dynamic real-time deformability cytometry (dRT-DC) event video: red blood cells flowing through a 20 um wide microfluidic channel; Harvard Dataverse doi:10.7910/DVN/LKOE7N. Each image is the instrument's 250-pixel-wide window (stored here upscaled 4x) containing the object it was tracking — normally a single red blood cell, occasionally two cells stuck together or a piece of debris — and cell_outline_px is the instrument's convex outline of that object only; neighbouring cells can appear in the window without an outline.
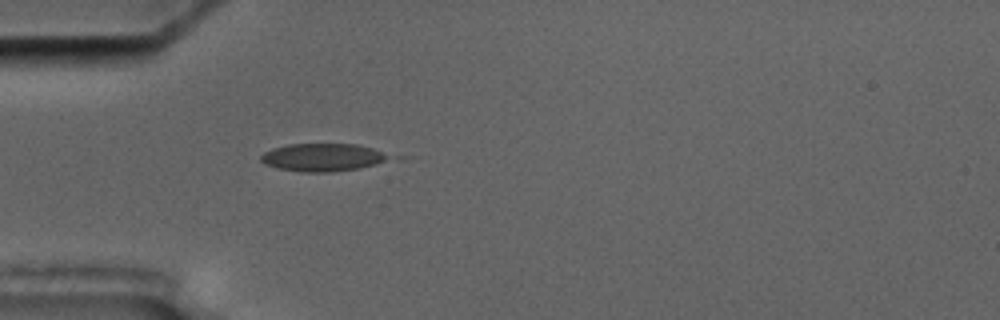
{"species": "common noctule bat (a hibernating species)", "species_latin": "Nyctalus noctula", "temperature_condition": "cold", "stored_images_in_passage": 5, "camera_frame_rate_fps": 3000, "um_per_image_px": 0.085, "animal": {"sex": "male", "body_mass_g": 17.5, "forearm_length_mm": 52.3}, "frame": {"image": 1, "passage_image": 5, "time_ms": 5.333, "image_size_px": [1000, 320], "cell_outline_px": [[388, 156], [384, 160], [376, 164], [360, 168], [332, 172], [304, 172], [276, 168], [264, 164], [260, 160], [260, 156], [264, 152], [272, 148], [288, 144], [356, 144], [372, 148]], "centroid_in_image_um": [27.32, 13.38], "position_along_channel_um": 57.7, "area_um2": 20.58}}